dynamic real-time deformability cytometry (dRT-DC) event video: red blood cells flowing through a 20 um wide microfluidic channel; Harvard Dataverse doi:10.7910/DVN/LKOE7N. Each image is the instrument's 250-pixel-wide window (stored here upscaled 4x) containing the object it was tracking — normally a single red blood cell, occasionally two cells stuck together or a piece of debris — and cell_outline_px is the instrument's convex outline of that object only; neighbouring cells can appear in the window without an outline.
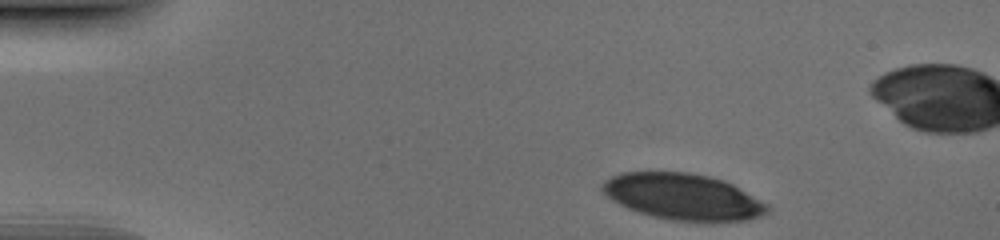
{"species": "human", "species_latin": "Homo sapiens", "temperature_condition": "cold", "stored_images_in_passage": 39, "camera_frame_rate_fps": 3000, "um_per_image_px": 0.085, "donor": {"sex": "male"}, "frame": {"image": 1, "passage_image": 1, "time_ms": 0.0, "image_size_px": [1000, 240], "cell_outline_px": [[768, 212], [760, 216], [744, 220], [708, 224], [672, 220], [652, 216], [628, 208], [612, 200], [600, 188], [600, 184], [604, 180], [620, 172], [688, 172], [708, 176], [724, 180], [732, 184], [768, 204]], "centroid_in_image_um": [58.06, 16.74], "position_along_channel_um": 26.9, "area_um2": 44.91}}
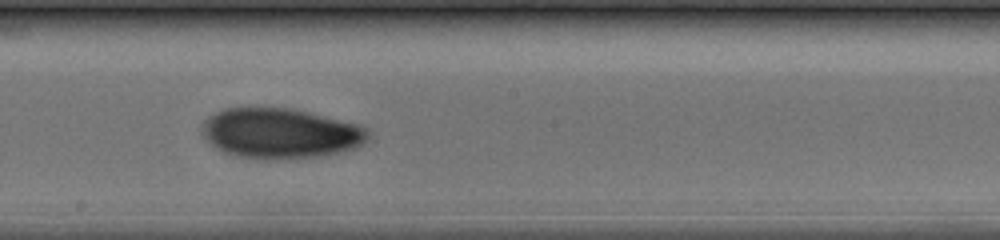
{"frame": {"image": 2, "passage_image": 22, "time_ms": 7.0, "image_size_px": [1000, 240], "cell_outline_px": [[368, 136], [356, 148], [340, 152], [316, 156], [288, 160], [256, 160], [236, 156], [224, 152], [216, 148], [204, 140], [200, 132], [200, 124], [208, 116], [224, 108], [292, 108], [360, 124], [368, 128]], "centroid_in_image_um": [23.76, 11.35], "position_along_channel_um": 224.4, "area_um2": 49.36}}
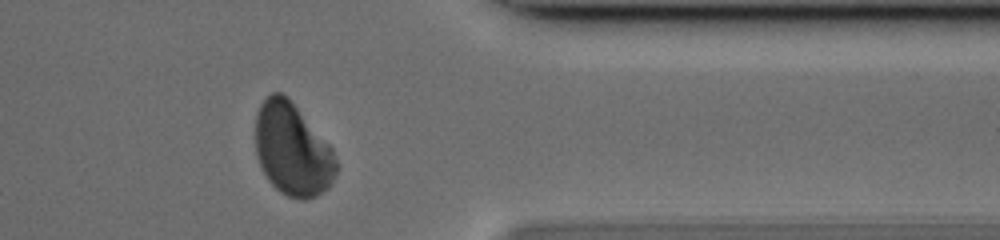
{"frame": {"image": 3, "passage_image": 35, "time_ms": 11.333, "image_size_px": [1000, 240], "cell_outline_px": [[336, 176], [328, 188], [316, 196], [304, 200], [300, 200], [288, 196], [280, 192], [268, 180], [256, 156], [256, 112], [260, 104], [272, 92], [280, 92], [288, 96], [332, 148], [336, 160]], "centroid_in_image_um": [24.85, 12.71], "position_along_channel_um": 386.5, "area_um2": 43.58}}